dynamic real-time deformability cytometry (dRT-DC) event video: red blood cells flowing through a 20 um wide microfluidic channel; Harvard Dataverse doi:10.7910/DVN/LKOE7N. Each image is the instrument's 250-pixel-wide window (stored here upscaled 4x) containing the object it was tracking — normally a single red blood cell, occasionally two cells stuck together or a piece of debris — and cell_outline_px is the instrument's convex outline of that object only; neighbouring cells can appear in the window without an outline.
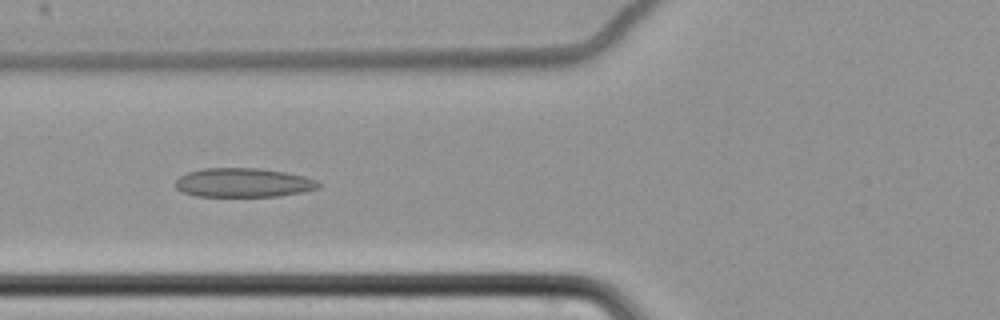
{"species": "common noctule bat (a hibernating species)", "species_latin": "Nyctalus noctula", "temperature_condition": "cold", "stored_images_in_passage": 64, "camera_frame_rate_fps": 3000, "um_per_image_px": 0.085, "animal": {"sex": "female", "body_mass_g": 22.7, "forearm_length_mm": 54.2}, "frame": {"image": 1, "passage_image": 28, "time_ms": 9.0, "image_size_px": [1000, 320], "cell_outline_px": [[320, 188], [304, 192], [276, 196], [196, 196], [184, 192], [176, 188], [172, 184], [180, 176], [188, 172], [204, 168], [260, 168], [284, 172], [304, 176], [316, 180], [320, 184]], "centroid_in_image_um": [20.67, 15.52], "position_along_channel_um": 105.1, "area_um2": 24.28}}
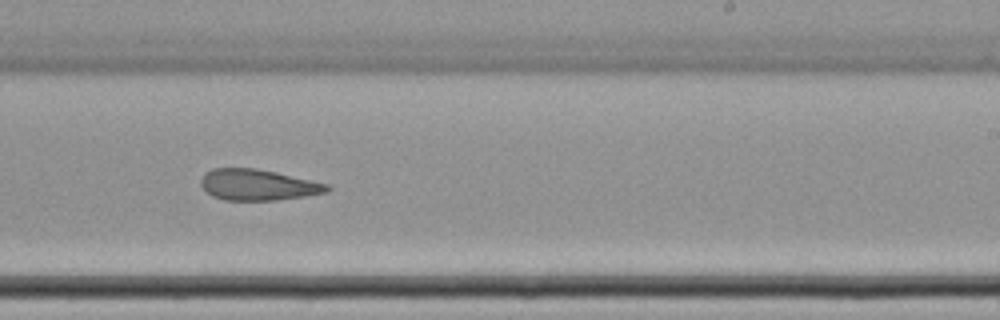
{"frame": {"image": 2, "passage_image": 42, "time_ms": 13.667, "image_size_px": [1000, 320], "cell_outline_px": [[332, 188], [328, 192], [304, 196], [276, 200], [224, 200], [212, 196], [200, 184], [200, 180], [204, 172], [212, 168], [256, 168], [276, 172], [328, 184]], "centroid_in_image_um": [21.91, 15.7], "position_along_channel_um": 267.1, "area_um2": 22.83}}
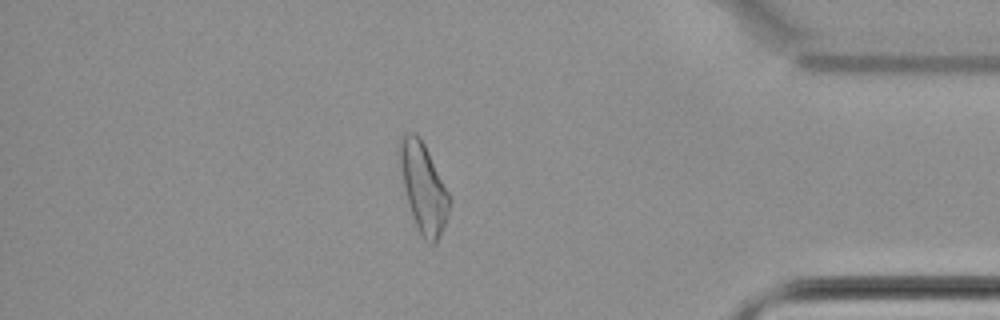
{"frame": {"image": 3, "passage_image": 56, "time_ms": 18.333, "image_size_px": [1000, 320], "cell_outline_px": [[452, 200], [444, 224], [436, 244], [432, 244], [424, 240], [420, 236], [408, 204], [404, 188], [396, 152], [396, 148], [400, 136], [404, 132], [412, 132], [424, 144], [452, 196]], "centroid_in_image_um": [35.96, 15.91], "position_along_channel_um": 399.2, "area_um2": 26.3}, "authors_computed_cell_mechanics": {"area_um2": 26.01, "velocity_mm_per_s": 3.4695, "shape_relaxation_time_tau1_ms": 8.8544, "shape_relaxation_time_tau2_ms": 4.8723, "deformation_change_tau1": 0.1371, "deformation_change_tau2": 0.135}}